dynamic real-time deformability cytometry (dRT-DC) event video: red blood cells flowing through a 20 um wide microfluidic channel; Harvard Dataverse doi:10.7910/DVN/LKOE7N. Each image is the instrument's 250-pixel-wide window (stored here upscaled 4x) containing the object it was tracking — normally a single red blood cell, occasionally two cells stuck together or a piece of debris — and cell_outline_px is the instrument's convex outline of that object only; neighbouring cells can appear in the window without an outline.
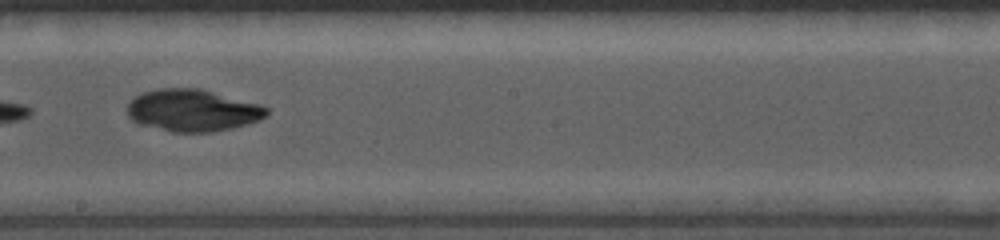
{"species": "common noctule bat (a hibernating species)", "species_latin": "Nyctalus noctula", "temperature_condition": "cold", "stored_images_in_passage": 12, "camera_frame_rate_fps": 5000, "um_per_image_px": 0.085, "animal": {"sex": "female", "body_mass_g": 19.0, "forearm_length_mm": 56.7}, "frame": {"image": 1, "passage_image": 6, "time_ms": 1.0, "image_size_px": [1000, 240], "cell_outline_px": [[268, 116], [260, 120], [248, 124], [232, 128], [212, 132], [172, 132], [140, 124], [132, 120], [128, 116], [128, 104], [140, 92], [160, 88], [200, 88], [260, 104], [268, 108]], "centroid_in_image_um": [16.39, 9.38], "position_along_channel_um": 231.8, "area_um2": 34.28}}